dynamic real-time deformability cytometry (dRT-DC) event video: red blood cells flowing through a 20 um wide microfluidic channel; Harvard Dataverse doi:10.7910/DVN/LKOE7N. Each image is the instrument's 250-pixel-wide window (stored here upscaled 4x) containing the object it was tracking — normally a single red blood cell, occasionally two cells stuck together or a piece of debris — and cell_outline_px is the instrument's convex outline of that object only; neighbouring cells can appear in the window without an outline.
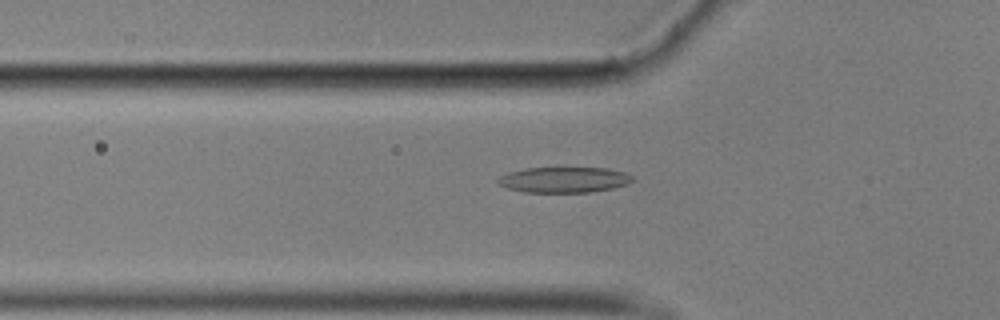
{"species": "common noctule bat (a hibernating species)", "species_latin": "Nyctalus noctula", "temperature_condition": "cold", "stored_images_in_passage": 46, "camera_frame_rate_fps": 3000, "um_per_image_px": 0.085, "animal": {"sex": "male", "body_mass_g": 17.9}, "frame": {"image": 1, "passage_image": 9, "time_ms": 2.667, "image_size_px": [1000, 320], "cell_outline_px": [[632, 180], [628, 184], [612, 188], [588, 192], [524, 192], [508, 188], [500, 184], [496, 180], [500, 176], [508, 172], [524, 168], [556, 164], [564, 164], [608, 168], [624, 172], [632, 176]], "centroid_in_image_um": [47.92, 15.2], "position_along_channel_um": 77.9, "area_um2": 21.27}}
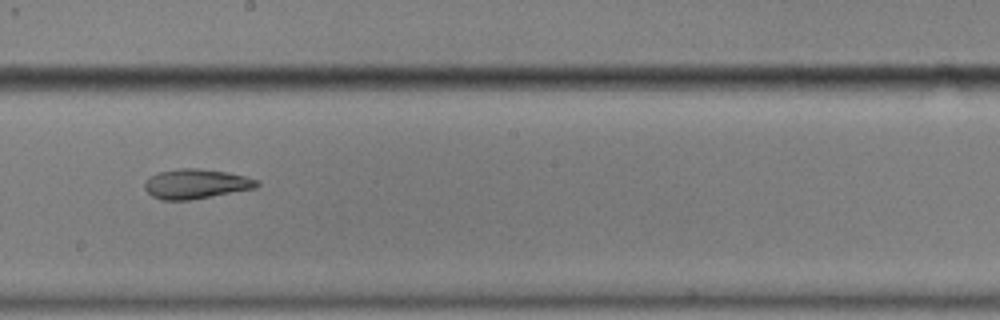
{"frame": {"image": 2, "passage_image": 22, "time_ms": 7.0, "image_size_px": [1000, 320], "cell_outline_px": [[260, 184], [256, 188], [212, 196], [188, 200], [160, 200], [152, 196], [144, 188], [144, 184], [152, 176], [160, 172], [180, 168], [196, 168], [228, 172], [260, 180]], "centroid_in_image_um": [16.69, 15.63], "position_along_channel_um": 231.5, "area_um2": 19.31}}
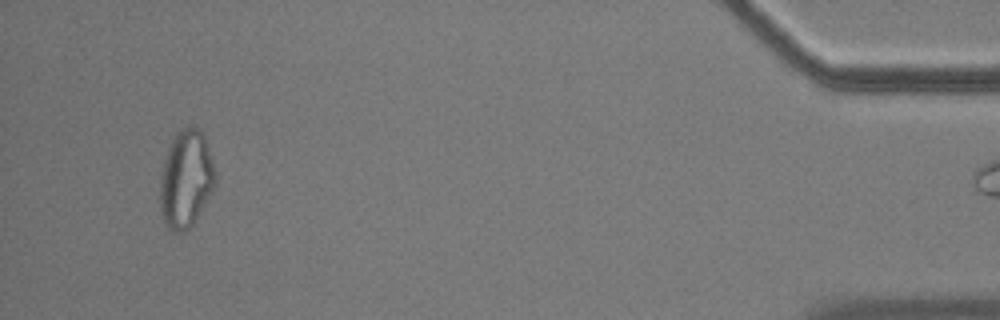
{"frame": {"image": 3, "passage_image": 44, "time_ms": 14.333, "image_size_px": [1000, 320], "cell_outline_px": [[216, 184], [192, 224], [184, 232], [172, 232], [164, 224], [160, 212], [160, 176], [164, 160], [168, 148], [176, 132], [180, 128], [188, 124], [200, 128], [204, 132], [216, 172]], "centroid_in_image_um": [15.8, 15.17], "position_along_channel_um": 419.4, "area_um2": 31.85}, "authors_computed_cell_mechanics": {"area_um2": 20.0855, "velocity_mm_per_s": 3.5314, "shape_relaxation_time_tau1_ms": null, "shape_relaxation_time_tau2_ms": 4.2966, "deformation_change_tau1": null, "deformation_change_tau2": 0.1273}}